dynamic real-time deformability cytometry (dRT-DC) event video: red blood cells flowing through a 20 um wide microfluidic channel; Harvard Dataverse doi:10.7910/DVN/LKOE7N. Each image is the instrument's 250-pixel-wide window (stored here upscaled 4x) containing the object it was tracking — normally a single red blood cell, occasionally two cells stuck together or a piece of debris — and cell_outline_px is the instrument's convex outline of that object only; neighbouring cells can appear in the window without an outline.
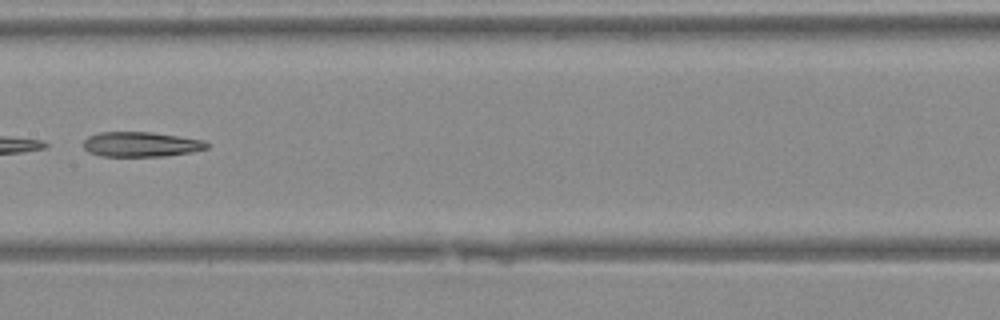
{"species": "Egyptian fruit bat (a non-hibernating species)", "species_latin": "Rousettus aegyptiacus", "temperature_condition": "warm", "stored_images_in_passage": 20, "camera_frame_rate_fps": 3000, "um_per_image_px": 0.085, "animal": {"sex": "female"}, "frame": {"image": 1, "passage_image": 11, "time_ms": 3.333, "image_size_px": [1000, 320], "cell_outline_px": [[208, 148], [192, 152], [164, 156], [100, 156], [88, 152], [84, 148], [84, 140], [88, 136], [100, 132], [152, 132], [204, 140], [208, 144]], "centroid_in_image_um": [11.97, 12.27], "position_along_channel_um": 195.4, "area_um2": 17.92}}